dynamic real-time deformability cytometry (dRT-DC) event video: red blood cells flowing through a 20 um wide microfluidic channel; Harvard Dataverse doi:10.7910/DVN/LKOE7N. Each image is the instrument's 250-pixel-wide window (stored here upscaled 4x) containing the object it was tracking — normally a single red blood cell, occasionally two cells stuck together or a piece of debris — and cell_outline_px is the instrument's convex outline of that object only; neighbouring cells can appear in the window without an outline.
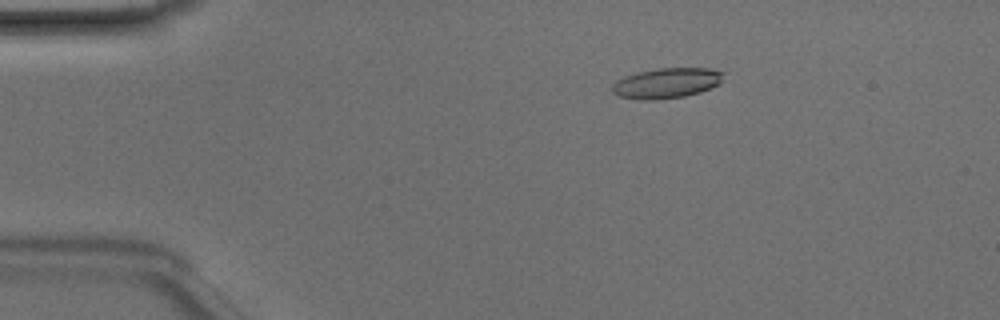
{"species": "Egyptian fruit bat (a non-hibernating species)", "species_latin": "Rousettus aegyptiacus", "temperature_condition": "room temperature", "stored_images_in_passage": 49, "camera_frame_rate_fps": 3000, "um_per_image_px": 0.085, "animal": {"sex": "male"}, "frame": {"image": 1, "passage_image": 9, "time_ms": 2.667, "image_size_px": [1000, 320], "cell_outline_px": [[724, 72], [720, 84], [700, 92], [684, 96], [652, 100], [644, 100], [620, 96], [612, 92], [612, 84], [616, 80], [624, 76], [636, 72], [656, 68], [708, 68]], "centroid_in_image_um": [56.64, 7.05], "position_along_channel_um": 28.4, "area_um2": 19.65}}
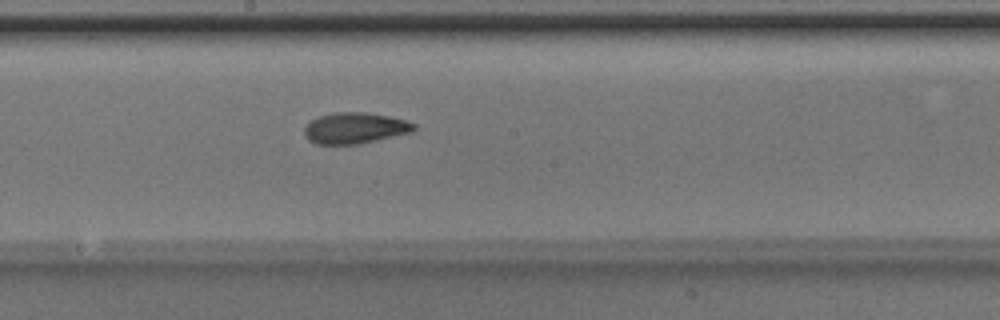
{"frame": {"image": 2, "passage_image": 27, "time_ms": 8.667, "image_size_px": [1000, 320], "cell_outline_px": [[416, 128], [412, 132], [360, 144], [316, 144], [308, 140], [304, 136], [304, 128], [312, 120], [320, 116], [336, 112], [364, 112], [388, 116], [408, 120], [416, 124]], "centroid_in_image_um": [30.19, 10.89], "position_along_channel_um": 218.0, "area_um2": 19.88}}
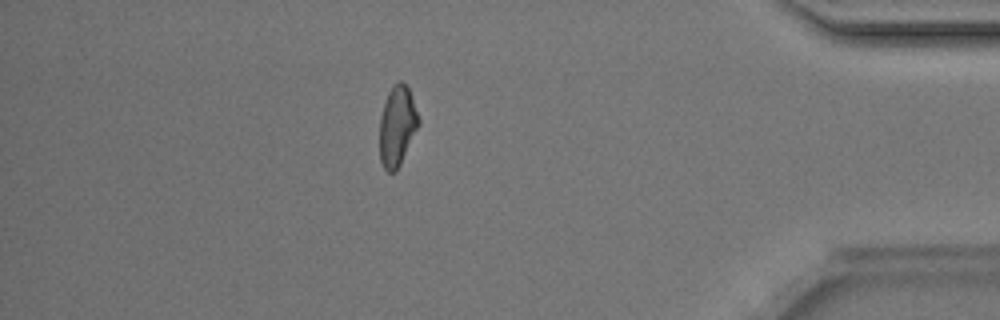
{"frame": {"image": 3, "passage_image": 43, "time_ms": 14.0, "image_size_px": [1000, 320], "cell_outline_px": [[420, 124], [396, 172], [388, 172], [384, 168], [380, 160], [380, 116], [388, 92], [400, 80], [408, 88], [412, 96], [420, 120]], "centroid_in_image_um": [33.77, 10.73], "position_along_channel_um": 401.4, "area_um2": 18.03}, "authors_computed_cell_mechanics": {"area_um2": 19.1318, "velocity_mm_per_s": 4.1623, "shape_relaxation_time_tau1_ms": 2.8365, "shape_relaxation_time_tau2_ms": 1.7996, "deformation_change_tau1": 0.142, "deformation_change_tau2": 0.0835}}